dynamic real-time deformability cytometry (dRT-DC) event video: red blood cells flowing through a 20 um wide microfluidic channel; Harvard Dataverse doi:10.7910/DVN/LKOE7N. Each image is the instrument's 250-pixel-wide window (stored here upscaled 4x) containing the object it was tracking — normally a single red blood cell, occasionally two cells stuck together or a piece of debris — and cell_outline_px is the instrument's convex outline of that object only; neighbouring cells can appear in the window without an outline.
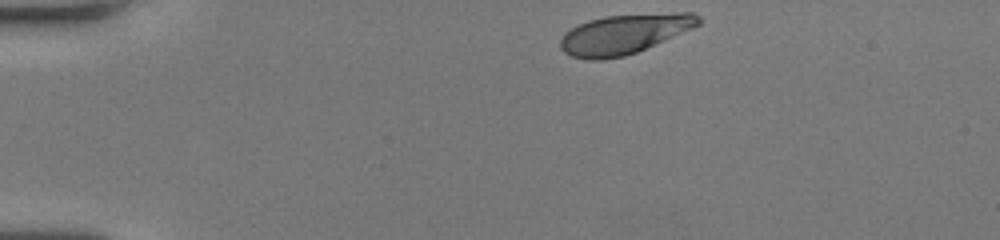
{"species": "human", "species_latin": "Homo sapiens", "temperature_condition": "room temperature", "stored_images_in_passage": 35, "camera_frame_rate_fps": 3000, "um_per_image_px": 0.085, "donor": {"sex": "female"}, "frame": {"image": 1, "passage_image": 1, "time_ms": 0.0, "image_size_px": [1000, 240], "cell_outline_px": [[700, 24], [692, 28], [636, 52], [624, 56], [600, 60], [588, 60], [572, 56], [564, 52], [560, 48], [560, 40], [564, 32], [588, 20], [604, 16], [676, 12], [692, 12], [700, 16]], "centroid_in_image_um": [53.04, 2.89], "position_along_channel_um": 32.0, "area_um2": 31.79}}
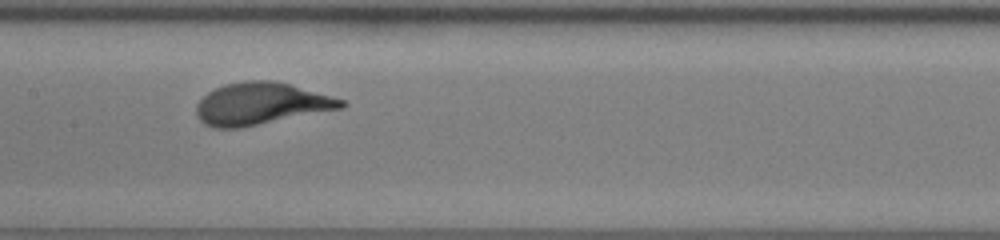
{"frame": {"image": 2, "passage_image": 18, "time_ms": 5.667, "image_size_px": [1000, 240], "cell_outline_px": [[348, 104], [344, 108], [240, 128], [216, 128], [204, 124], [196, 116], [196, 104], [208, 92], [224, 84], [248, 80], [276, 80], [332, 96], [344, 100]], "centroid_in_image_um": [22.19, 8.81], "position_along_channel_um": 185.2, "area_um2": 35.66}}
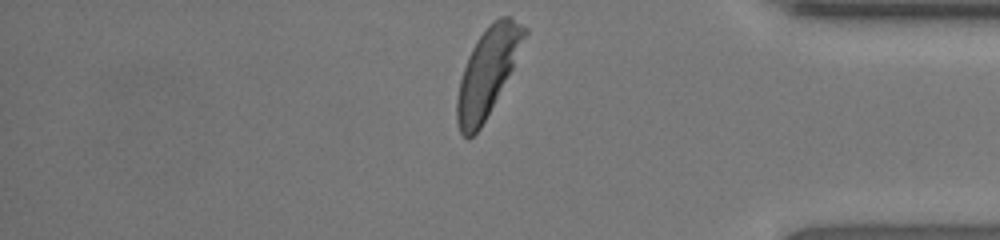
{"frame": {"image": 3, "passage_image": 35, "time_ms": 11.333, "image_size_px": [1000, 240], "cell_outline_px": [[528, 32], [512, 68], [480, 128], [468, 140], [460, 132], [456, 120], [456, 100], [460, 80], [468, 56], [476, 40], [500, 16], [512, 16], [528, 28]], "centroid_in_image_um": [41.43, 6.11], "position_along_channel_um": 393.8, "area_um2": 33.47}, "authors_computed_cell_mechanics": {"area_um2": 33.9864, "velocity_mm_per_s": 4.0161, "shape_relaxation_time_tau1_ms": 2.4517, "shape_relaxation_time_tau2_ms": null, "deformation_change_tau1": 0.1579, "deformation_change_tau2": null}}